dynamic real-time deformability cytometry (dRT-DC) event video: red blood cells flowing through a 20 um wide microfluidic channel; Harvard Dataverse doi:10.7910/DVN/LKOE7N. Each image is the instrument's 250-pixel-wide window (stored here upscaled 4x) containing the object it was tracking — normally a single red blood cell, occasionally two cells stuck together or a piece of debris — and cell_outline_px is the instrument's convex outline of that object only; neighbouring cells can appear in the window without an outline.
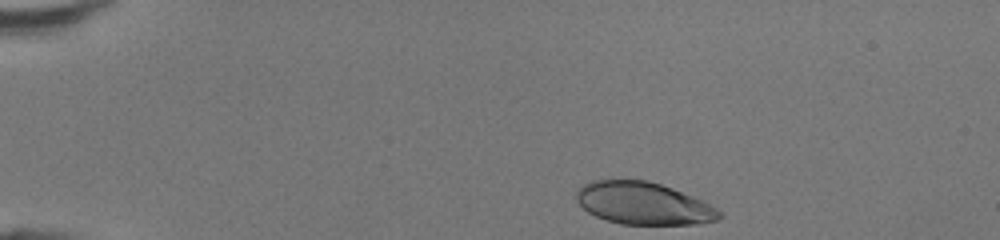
{"species": "human", "species_latin": "Homo sapiens", "temperature_condition": "room temperature", "stored_images_in_passage": 34, "camera_frame_rate_fps": 3000, "um_per_image_px": 0.085, "donor": {"sex": "female"}, "frame": {"image": 1, "passage_image": 1, "time_ms": 0.0, "image_size_px": [1000, 240], "cell_outline_px": [[724, 216], [720, 220], [696, 224], [620, 224], [596, 216], [588, 212], [576, 200], [576, 192], [584, 184], [592, 180], [648, 180], [672, 188], [704, 200], [716, 208]], "centroid_in_image_um": [54.73, 17.29], "position_along_channel_um": 30.3, "area_um2": 35.26}}
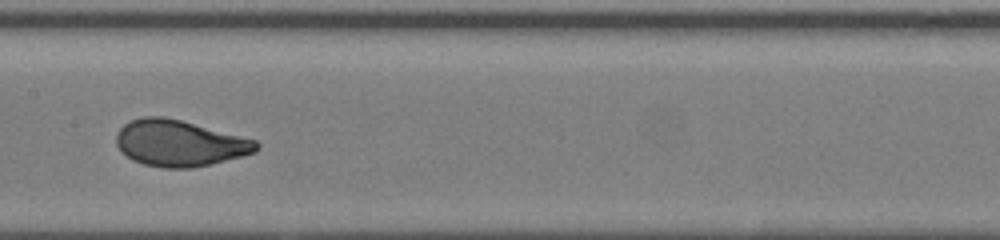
{"frame": {"image": 2, "passage_image": 18, "time_ms": 5.667, "image_size_px": [1000, 240], "cell_outline_px": [[260, 148], [256, 152], [192, 168], [164, 168], [144, 164], [132, 160], [120, 152], [116, 144], [116, 136], [120, 128], [124, 124], [132, 120], [144, 116], [164, 116], [180, 120], [256, 140], [260, 144]], "centroid_in_image_um": [15.22, 12.17], "position_along_channel_um": 192.2, "area_um2": 37.51}}
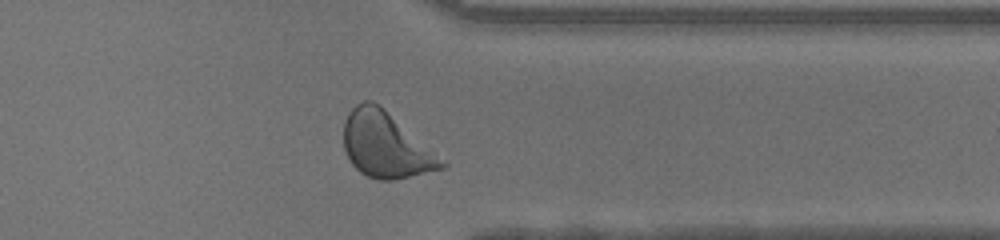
{"frame": {"image": 3, "passage_image": 31, "time_ms": 10.0, "image_size_px": [1000, 240], "cell_outline_px": [[448, 168], [392, 180], [380, 180], [368, 176], [360, 172], [352, 164], [344, 148], [344, 120], [348, 112], [356, 104], [364, 100], [372, 100], [448, 164]], "centroid_in_image_um": [32.75, 12.35], "position_along_channel_um": 378.7, "area_um2": 36.47}, "authors_computed_cell_mechanics": {"area_um2": 36.9631, "velocity_mm_per_s": 4.3391, "shape_relaxation_time_tau1_ms": 2.3682, "shape_relaxation_time_tau2_ms": null, "deformation_change_tau1": 0.1415, "deformation_change_tau2": null}}